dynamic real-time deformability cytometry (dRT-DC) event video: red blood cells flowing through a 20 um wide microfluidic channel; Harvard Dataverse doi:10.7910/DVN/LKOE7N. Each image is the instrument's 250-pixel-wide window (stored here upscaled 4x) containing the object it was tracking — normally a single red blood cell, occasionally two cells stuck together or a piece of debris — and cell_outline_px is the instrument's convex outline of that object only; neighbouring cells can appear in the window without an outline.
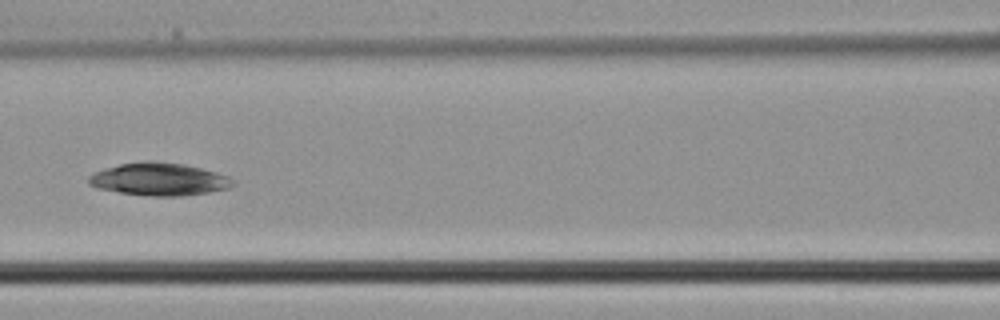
{"species": "common noctule bat (a hibernating species)", "species_latin": "Nyctalus noctula", "temperature_condition": "cold", "stored_images_in_passage": 6, "camera_frame_rate_fps": 3000, "um_per_image_px": 0.085, "animal": {"sex": "male", "body_mass_g": 21.5, "forearm_length_mm": 52.0}, "frame": {"image": 1, "passage_image": 6, "time_ms": 1.667, "image_size_px": [1000, 320], "cell_outline_px": [[236, 184], [228, 188], [208, 192], [180, 196], [152, 196], [120, 192], [96, 188], [88, 184], [88, 176], [104, 168], [120, 164], [144, 160], [152, 160], [184, 164], [216, 172], [228, 176]], "centroid_in_image_um": [13.5, 15.22], "position_along_channel_um": 153.1, "area_um2": 27.46}}